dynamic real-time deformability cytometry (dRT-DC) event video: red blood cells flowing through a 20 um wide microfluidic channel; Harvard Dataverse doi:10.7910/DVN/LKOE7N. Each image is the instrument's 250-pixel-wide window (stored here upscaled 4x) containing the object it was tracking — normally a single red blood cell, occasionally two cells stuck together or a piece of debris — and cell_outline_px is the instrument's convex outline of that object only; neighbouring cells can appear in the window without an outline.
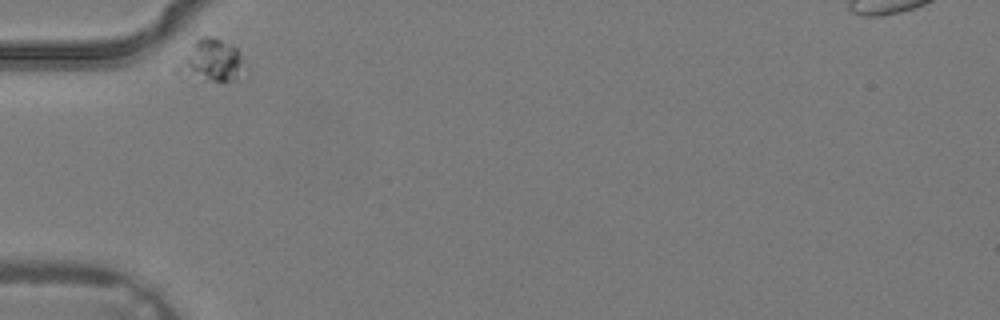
{"species": "common noctule bat (a hibernating species)", "species_latin": "Nyctalus noctula", "temperature_condition": "warm", "stored_images_in_passage": 3, "camera_frame_rate_fps": 3000, "um_per_image_px": 0.085, "animal": {"sex": "male", "body_mass_g": 19.2, "forearm_length_mm": 51.8}, "frame": {"image": 1, "passage_image": 1, "time_ms": 0.0, "image_size_px": [1000, 320], "cell_outline_px": [[248, 76], [232, 80], [216, 80], [176, 76], [172, 72], [172, 68], [196, 40], [204, 36], [216, 36], [236, 48], [240, 52], [248, 68]], "centroid_in_image_um": [17.98, 5.19], "position_along_channel_um": 67.0, "area_um2": 17.28}}
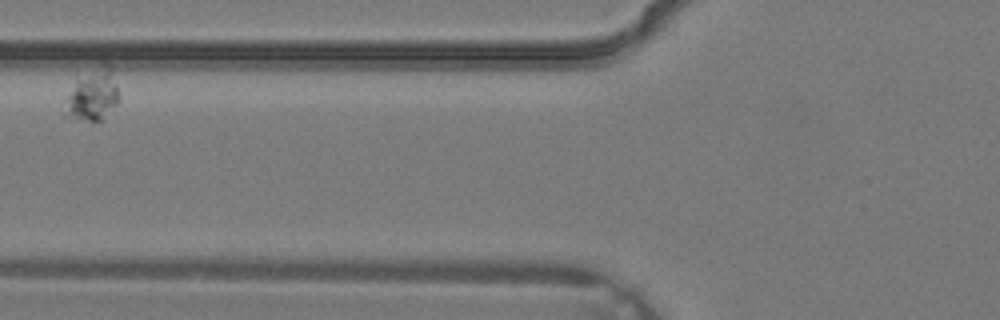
{"frame": {"image": 2, "passage_image": 2, "time_ms": 0.333, "image_size_px": [1000, 320], "cell_outline_px": [[120, 96], [116, 104], [100, 120], [88, 120], [64, 116], [60, 112], [76, 76], [100, 60], [104, 60], [112, 64], [120, 92]], "centroid_in_image_um": [7.87, 7.91], "position_along_channel_um": 117.9, "area_um2": 17.51}}
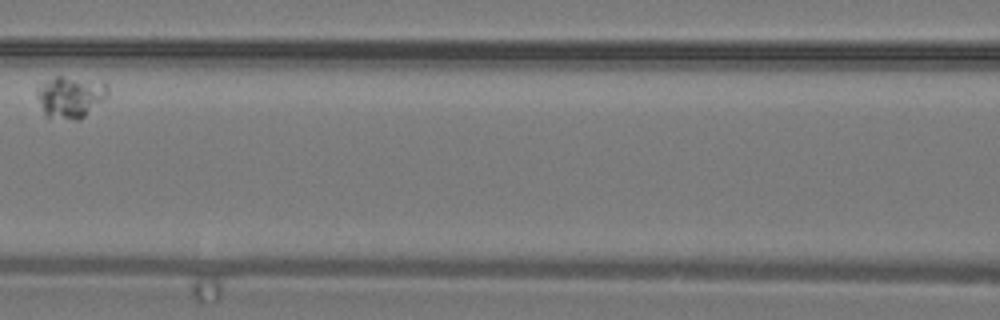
{"frame": {"image": 3, "passage_image": 3, "time_ms": 0.667, "image_size_px": [1000, 320], "cell_outline_px": [[108, 96], [104, 100], [80, 120], [76, 120], [44, 116], [36, 96], [36, 84], [56, 76], [60, 76], [104, 80], [108, 88]], "centroid_in_image_um": [5.97, 8.21], "position_along_channel_um": 160.6, "area_um2": 17.8}}